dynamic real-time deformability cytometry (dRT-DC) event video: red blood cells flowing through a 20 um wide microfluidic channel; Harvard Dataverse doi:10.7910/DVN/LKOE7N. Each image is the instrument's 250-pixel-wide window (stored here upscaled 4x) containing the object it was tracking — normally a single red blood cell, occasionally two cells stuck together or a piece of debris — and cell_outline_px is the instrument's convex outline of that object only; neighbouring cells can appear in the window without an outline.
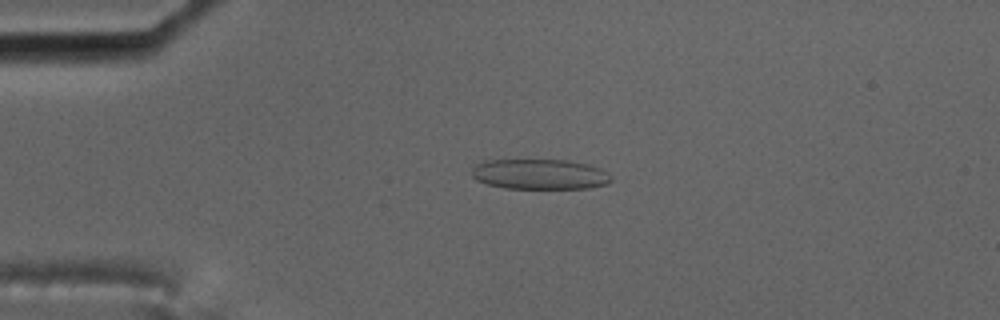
{"species": "common noctule bat (a hibernating species)", "species_latin": "Nyctalus noctula", "temperature_condition": "cold", "stored_images_in_passage": 45, "camera_frame_rate_fps": 3000, "um_per_image_px": 0.085, "animal": {"sex": "male", "body_mass_g": 17.5, "forearm_length_mm": 52.3}, "frame": {"image": 1, "passage_image": 1, "time_ms": 0.0, "image_size_px": [1000, 320], "cell_outline_px": [[612, 180], [608, 184], [588, 188], [504, 188], [488, 184], [476, 180], [472, 176], [472, 168], [476, 164], [484, 160], [568, 160], [588, 164], [600, 168], [608, 172], [612, 176]], "centroid_in_image_um": [45.9, 14.8], "position_along_channel_um": 39.1, "area_um2": 24.74}, "authors_computed_cell_mechanics": {"area_um2": 26.3568, "velocity_mm_per_s": 3.514, "shape_relaxation_time_tau1_ms": null, "shape_relaxation_time_tau2_ms": 1.2224, "deformation_change_tau1": null, "deformation_change_tau2": 0.0854}}